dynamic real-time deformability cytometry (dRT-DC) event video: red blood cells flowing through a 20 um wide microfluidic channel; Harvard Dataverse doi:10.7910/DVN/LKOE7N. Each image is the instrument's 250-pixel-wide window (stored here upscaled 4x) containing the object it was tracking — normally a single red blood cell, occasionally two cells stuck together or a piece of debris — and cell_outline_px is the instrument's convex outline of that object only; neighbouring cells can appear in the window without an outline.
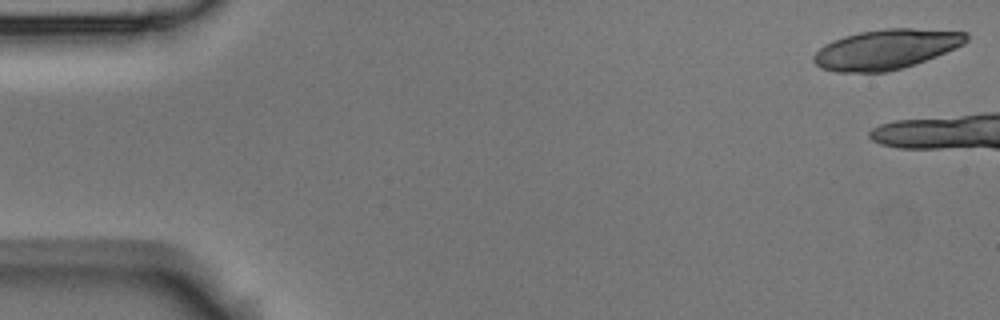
{"species": "Egyptian fruit bat (a non-hibernating species)", "species_latin": "Rousettus aegyptiacus", "temperature_condition": "room temperature", "stored_images_in_passage": 5, "camera_frame_rate_fps": 3000, "um_per_image_px": 0.085, "animal": {"sex": "male"}, "frame": {"image": 1, "passage_image": 1, "time_ms": 0.0, "image_size_px": [1000, 320], "cell_outline_px": [[968, 40], [964, 44], [956, 48], [916, 64], [884, 72], [836, 72], [820, 68], [812, 60], [812, 56], [824, 44], [832, 40], [844, 36], [860, 32], [888, 28], [912, 28], [968, 32]], "centroid_in_image_um": [75.31, 4.19], "position_along_channel_um": 9.7, "area_um2": 35.49}}